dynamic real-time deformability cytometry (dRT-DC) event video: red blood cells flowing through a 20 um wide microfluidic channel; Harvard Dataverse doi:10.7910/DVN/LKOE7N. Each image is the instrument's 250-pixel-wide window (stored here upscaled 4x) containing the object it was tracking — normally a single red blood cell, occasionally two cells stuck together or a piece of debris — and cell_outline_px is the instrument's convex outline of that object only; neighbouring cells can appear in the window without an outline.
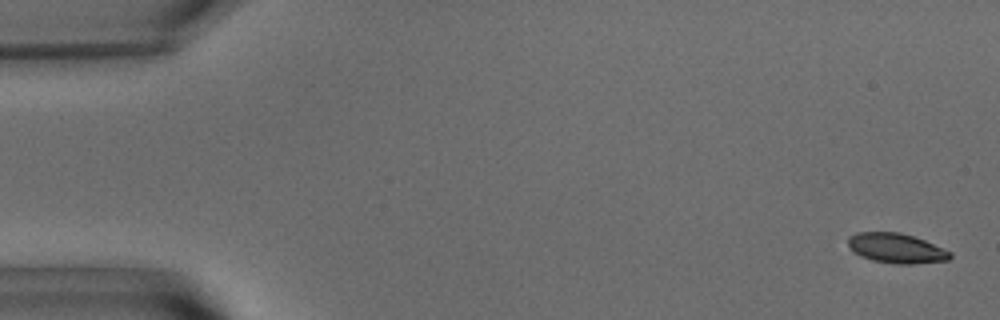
{"species": "common noctule bat (a hibernating species)", "species_latin": "Nyctalus noctula", "temperature_condition": "warm", "stored_images_in_passage": 56, "camera_frame_rate_fps": 3000, "um_per_image_px": 0.085, "animal": {"sex": "male", "body_mass_g": 15.6}, "frame": {"image": 1, "passage_image": 2, "time_ms": 0.333, "image_size_px": [1000, 320], "cell_outline_px": [[952, 256], [948, 260], [912, 264], [896, 264], [872, 260], [860, 256], [852, 252], [848, 244], [848, 236], [856, 232], [900, 232], [924, 240], [952, 252]], "centroid_in_image_um": [76.15, 21.1], "position_along_channel_um": 8.8, "area_um2": 17.8}}
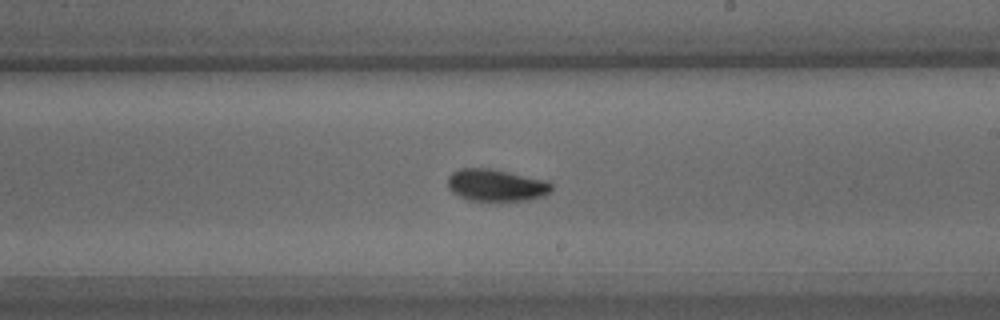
{"frame": {"image": 2, "passage_image": 33, "time_ms": 10.667, "image_size_px": [1000, 320], "cell_outline_px": [[552, 188], [544, 196], [528, 200], [468, 200], [452, 192], [448, 188], [448, 176], [452, 172], [460, 168], [488, 168], [548, 180], [552, 184]], "centroid_in_image_um": [42.16, 15.73], "position_along_channel_um": 246.8, "area_um2": 19.31}}
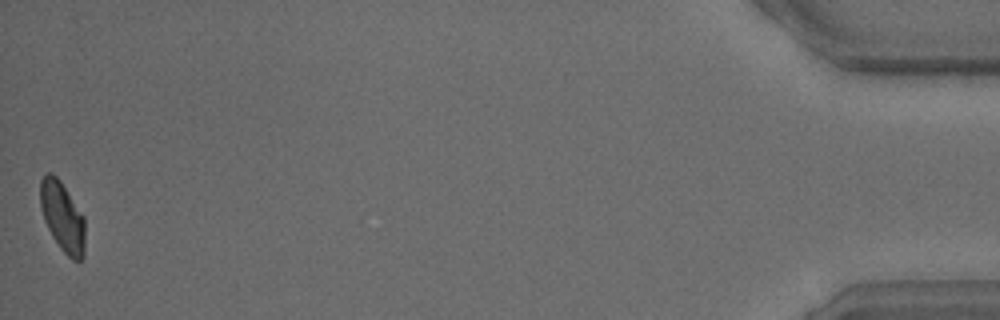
{"frame": {"image": 3, "passage_image": 56, "time_ms": 18.333, "image_size_px": [1000, 320], "cell_outline_px": [[84, 256], [80, 260], [72, 260], [60, 248], [52, 236], [44, 220], [40, 208], [40, 180], [48, 172], [52, 172], [60, 180], [84, 216]], "centroid_in_image_um": [5.3, 18.41], "position_along_channel_um": 429.9, "area_um2": 18.21}, "authors_computed_cell_mechanics": {"area_um2": 18.8139, "velocity_mm_per_s": 3.6284, "shape_relaxation_time_tau1_ms": 3.6703, "shape_relaxation_time_tau2_ms": 2.6569, "deformation_change_tau1": 0.1389, "deformation_change_tau2": 0.072}}